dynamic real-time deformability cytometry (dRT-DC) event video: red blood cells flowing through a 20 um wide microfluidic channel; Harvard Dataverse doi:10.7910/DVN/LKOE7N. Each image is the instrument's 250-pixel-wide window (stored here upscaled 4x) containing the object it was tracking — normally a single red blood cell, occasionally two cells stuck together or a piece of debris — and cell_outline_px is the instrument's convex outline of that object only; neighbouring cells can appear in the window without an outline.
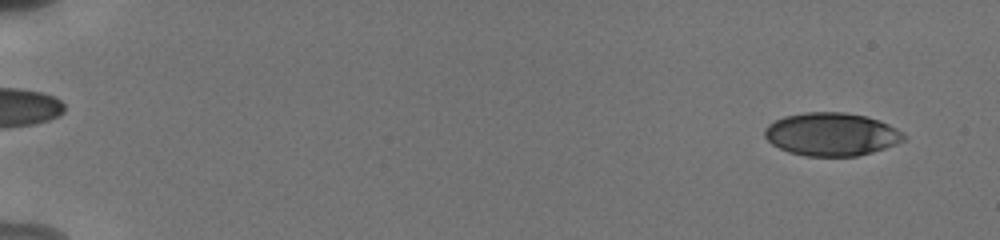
{"species": "human", "species_latin": "Homo sapiens", "temperature_condition": "cold", "stored_images_in_passage": 54, "camera_frame_rate_fps": 3000, "um_per_image_px": 0.085, "donor": {"sex": "male"}, "frame": {"image": 1, "passage_image": 3, "time_ms": 0.667, "image_size_px": [1000, 240], "cell_outline_px": [[908, 136], [904, 140], [896, 144], [872, 152], [856, 156], [804, 156], [788, 152], [772, 144], [764, 136], [764, 128], [768, 124], [784, 116], [804, 112], [844, 112], [868, 116], [880, 120], [904, 132]], "centroid_in_image_um": [70.69, 11.4], "position_along_channel_um": 14.3, "area_um2": 35.2}}
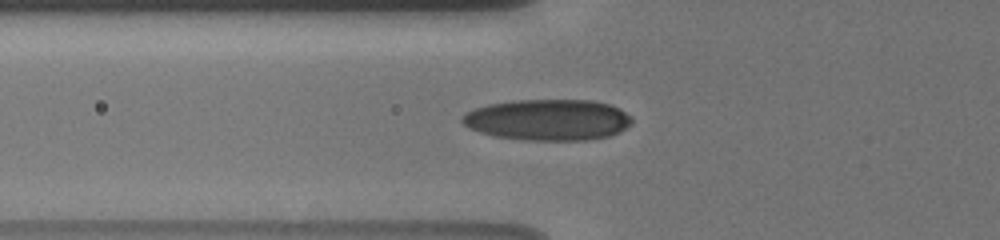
{"frame": {"image": 2, "passage_image": 21, "time_ms": 6.667, "image_size_px": [1000, 240], "cell_outline_px": [[632, 124], [620, 132], [608, 136], [588, 140], [524, 140], [496, 136], [480, 132], [468, 128], [460, 120], [468, 112], [476, 108], [488, 104], [512, 100], [592, 100], [608, 104], [620, 108], [632, 116]], "centroid_in_image_um": [46.61, 10.18], "position_along_channel_um": 79.2, "area_um2": 40.81}}
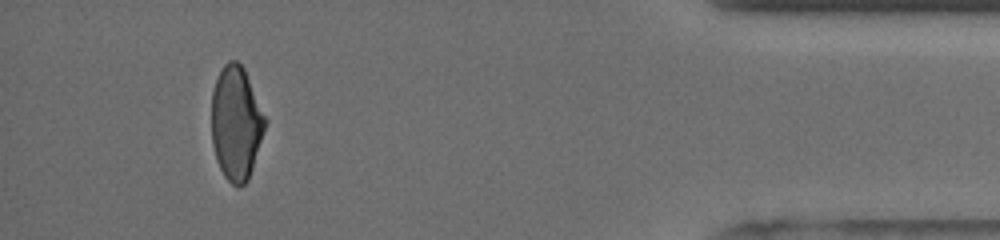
{"frame": {"image": 3, "passage_image": 51, "time_ms": 16.667, "image_size_px": [1000, 240], "cell_outline_px": [[268, 120], [248, 180], [240, 188], [232, 184], [224, 176], [216, 160], [212, 144], [212, 92], [216, 80], [224, 64], [228, 60], [236, 60], [244, 68]], "centroid_in_image_um": [20.08, 10.47], "position_along_channel_um": 415.1, "area_um2": 35.66}, "authors_computed_cell_mechanics": {"area_um2": 37.0787, "velocity_mm_per_s": 3.841, "shape_relaxation_time_tau1_ms": 5.0114, "shape_relaxation_time_tau2_ms": 2.7645, "deformation_change_tau1": 0.1395, "deformation_change_tau2": 0.0802}}